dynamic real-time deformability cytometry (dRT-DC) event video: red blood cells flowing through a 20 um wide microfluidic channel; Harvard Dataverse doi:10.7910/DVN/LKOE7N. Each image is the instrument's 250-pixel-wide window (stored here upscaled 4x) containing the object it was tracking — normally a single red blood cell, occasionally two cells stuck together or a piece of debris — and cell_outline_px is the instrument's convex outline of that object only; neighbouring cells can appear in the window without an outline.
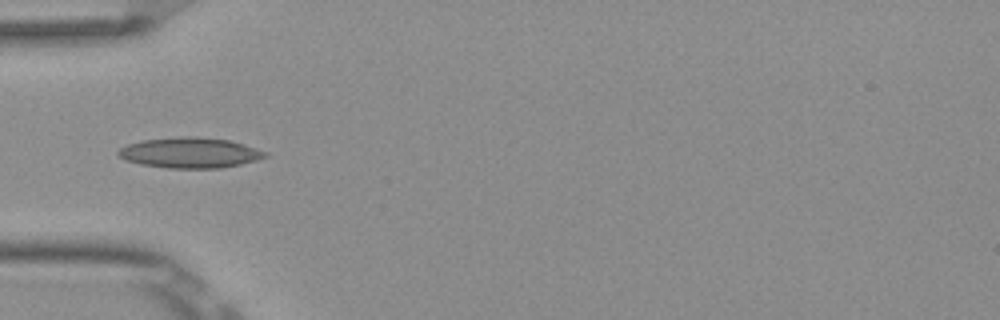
{"species": "Egyptian fruit bat (a non-hibernating species)", "species_latin": "Rousettus aegyptiacus", "temperature_condition": "room temperature", "stored_images_in_passage": 5, "camera_frame_rate_fps": 3000, "um_per_image_px": 0.085, "frame": {"image": 1, "passage_image": 5, "time_ms": 1.333, "image_size_px": [1000, 320], "cell_outline_px": [[268, 156], [256, 160], [240, 164], [220, 168], [168, 168], [140, 164], [124, 160], [116, 152], [120, 148], [128, 144], [140, 140], [180, 136], [196, 136], [228, 140], [256, 148], [268, 152]], "centroid_in_image_um": [16.12, 12.98], "position_along_channel_um": 68.9, "area_um2": 26.13}}